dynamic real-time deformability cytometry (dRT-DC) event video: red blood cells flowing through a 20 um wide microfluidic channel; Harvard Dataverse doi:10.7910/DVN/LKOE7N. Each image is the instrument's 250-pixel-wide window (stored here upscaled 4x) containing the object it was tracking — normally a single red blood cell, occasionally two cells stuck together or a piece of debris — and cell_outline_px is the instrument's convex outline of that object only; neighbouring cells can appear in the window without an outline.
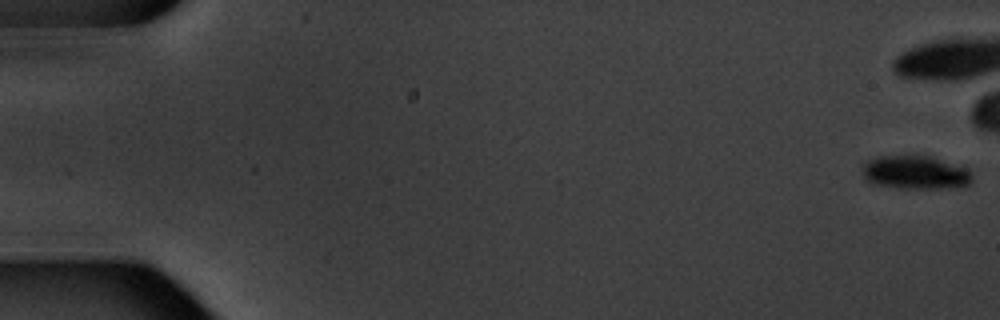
{"species": "common noctule bat (a hibernating species)", "species_latin": "Nyctalus noctula", "temperature_condition": "warm", "stored_images_in_passage": 8, "camera_frame_rate_fps": 3000, "um_per_image_px": 0.085, "animal": {"sex": "male", "body_mass_g": 20.1, "forearm_length_mm": 53.5}, "frame": {"image": 1, "passage_image": 1, "time_ms": 0.0, "image_size_px": [1000, 320], "cell_outline_px": [[972, 180], [968, 184], [940, 188], [896, 188], [876, 184], [868, 180], [864, 176], [864, 164], [868, 160], [876, 156], [912, 152], [928, 156], [968, 168], [972, 172]], "centroid_in_image_um": [77.78, 14.6], "position_along_channel_um": 7.2, "area_um2": 21.79}}